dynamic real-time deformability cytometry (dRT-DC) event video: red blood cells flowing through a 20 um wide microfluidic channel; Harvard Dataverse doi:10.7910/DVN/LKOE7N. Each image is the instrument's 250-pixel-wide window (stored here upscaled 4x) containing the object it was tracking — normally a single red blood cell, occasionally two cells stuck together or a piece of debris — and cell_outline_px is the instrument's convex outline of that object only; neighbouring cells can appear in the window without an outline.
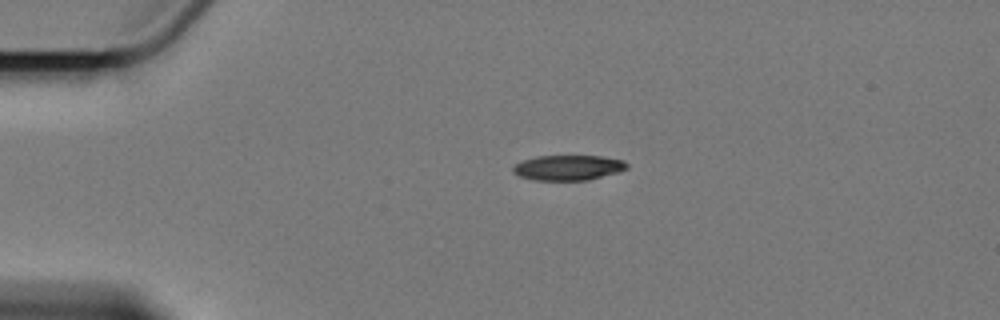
{"species": "Egyptian fruit bat (a non-hibernating species)", "species_latin": "Rousettus aegyptiacus", "temperature_condition": "cold", "stored_images_in_passage": 6, "camera_frame_rate_fps": 3000, "um_per_image_px": 0.085, "animal": {"sex": "female"}, "frame": {"image": 1, "passage_image": 1, "time_ms": 0.0, "image_size_px": [1000, 320], "cell_outline_px": [[628, 168], [620, 172], [588, 180], [536, 180], [520, 176], [512, 172], [512, 168], [516, 164], [524, 160], [536, 156], [600, 156], [624, 160], [628, 164]], "centroid_in_image_um": [48.33, 14.25], "position_along_channel_um": 36.7, "area_um2": 16.7}}
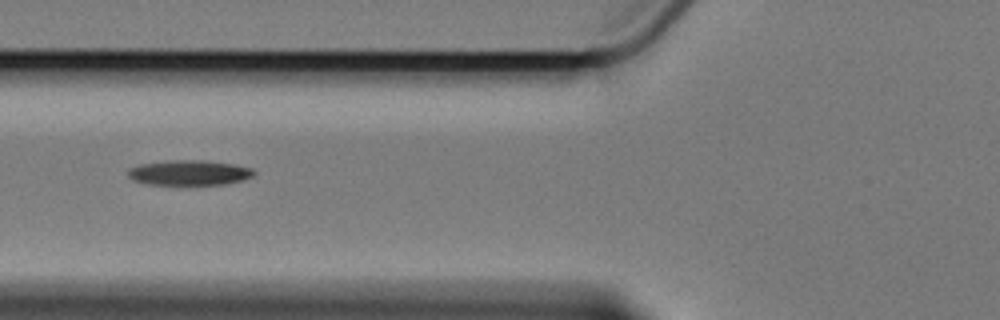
{"frame": {"image": 2, "passage_image": 4, "time_ms": 3.333, "image_size_px": [1000, 320], "cell_outline_px": [[256, 172], [252, 176], [244, 180], [224, 184], [148, 184], [132, 180], [128, 176], [128, 168], [140, 164], [172, 160], [200, 160], [232, 164], [252, 168]], "centroid_in_image_um": [16.07, 14.68], "position_along_channel_um": 109.7, "area_um2": 18.26}}
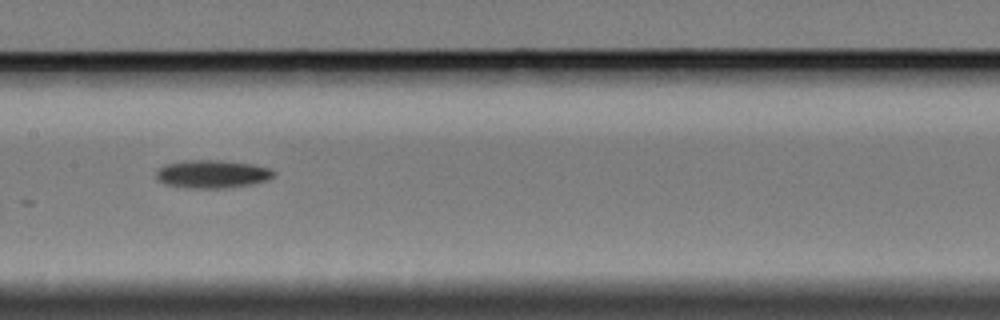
{"frame": {"image": 3, "passage_image": 6, "time_ms": 5.667, "image_size_px": [1000, 320], "cell_outline_px": [[276, 172], [268, 180], [252, 184], [228, 188], [184, 188], [164, 184], [156, 180], [156, 172], [164, 164], [184, 160], [216, 160], [252, 164], [272, 168]], "centroid_in_image_um": [18.02, 14.8], "position_along_channel_um": 189.4, "area_um2": 19.48}}